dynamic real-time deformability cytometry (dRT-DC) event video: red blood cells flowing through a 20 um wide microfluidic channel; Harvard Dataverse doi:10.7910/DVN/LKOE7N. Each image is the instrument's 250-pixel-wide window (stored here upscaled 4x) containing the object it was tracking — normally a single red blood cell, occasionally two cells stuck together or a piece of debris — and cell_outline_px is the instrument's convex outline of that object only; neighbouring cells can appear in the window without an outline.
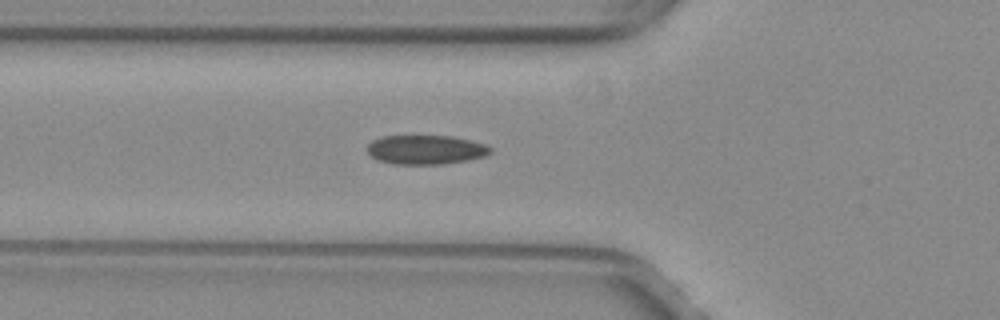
{"species": "common noctule bat (a hibernating species)", "species_latin": "Nyctalus noctula", "temperature_condition": "warm", "stored_images_in_passage": 32, "camera_frame_rate_fps": 3000, "um_per_image_px": 0.085, "animal": {"sex": "female", "body_mass_g": 29.2, "forearm_length_mm": 56.3}, "frame": {"image": 1, "passage_image": 2, "time_ms": 0.333, "image_size_px": [1000, 320], "cell_outline_px": [[492, 152], [484, 156], [468, 160], [444, 164], [392, 164], [376, 160], [368, 152], [368, 144], [372, 140], [380, 136], [452, 136], [472, 140], [484, 144], [492, 148]], "centroid_in_image_um": [36.19, 12.72], "position_along_channel_um": 89.6, "area_um2": 21.1}}
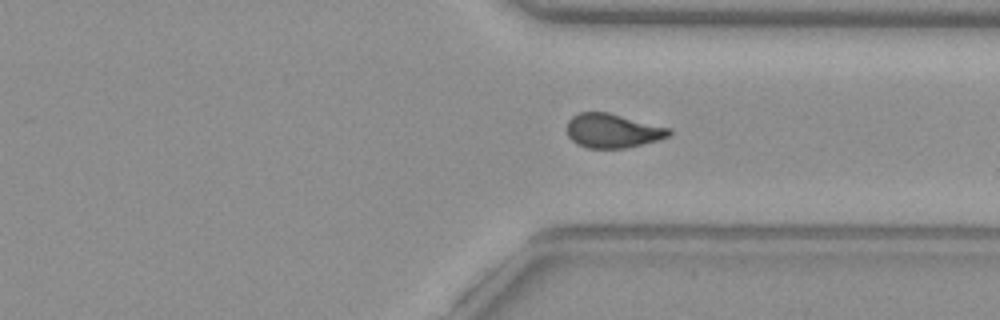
{"frame": {"image": 2, "passage_image": 22, "time_ms": 7.0, "image_size_px": [1000, 320], "cell_outline_px": [[672, 132], [668, 136], [656, 140], [624, 148], [588, 148], [576, 144], [568, 136], [568, 120], [572, 116], [580, 112], [608, 112], [668, 128]], "centroid_in_image_um": [52.02, 11.11], "position_along_channel_um": 359.4, "area_um2": 19.94}}
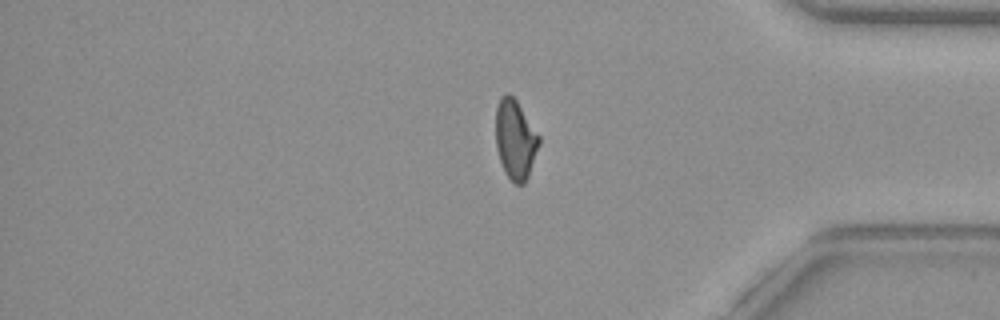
{"frame": {"image": 3, "passage_image": 26, "time_ms": 8.333, "image_size_px": [1000, 320], "cell_outline_px": [[540, 144], [528, 176], [524, 184], [512, 184], [504, 172], [496, 148], [496, 108], [500, 96], [504, 92], [508, 92], [516, 100], [540, 136]], "centroid_in_image_um": [43.79, 11.86], "position_along_channel_um": 391.4, "area_um2": 20.23}}